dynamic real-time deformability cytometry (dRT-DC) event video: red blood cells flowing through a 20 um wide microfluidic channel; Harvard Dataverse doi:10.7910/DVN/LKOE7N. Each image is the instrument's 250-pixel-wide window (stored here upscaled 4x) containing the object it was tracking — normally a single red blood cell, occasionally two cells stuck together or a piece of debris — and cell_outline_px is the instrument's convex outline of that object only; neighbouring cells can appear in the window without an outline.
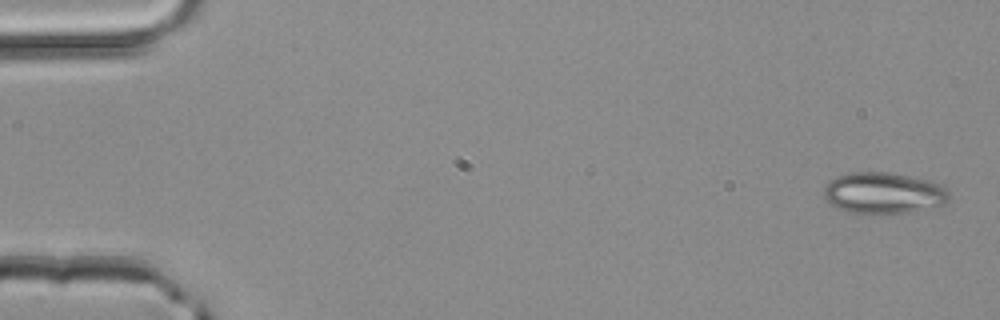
{"species": "common noctule bat (a hibernating species)", "species_latin": "Nyctalus noctula", "temperature_condition": "room temperature", "stored_images_in_passage": 4, "camera_frame_rate_fps": 3000, "um_per_image_px": 0.085, "animal": {"sex": "male", "body_mass_g": 20.4}, "frame": {"image": 1, "passage_image": 1, "time_ms": 0.0, "image_size_px": [1000, 320], "cell_outline_px": [[948, 204], [908, 212], [852, 212], [836, 208], [828, 204], [824, 200], [824, 188], [836, 176], [852, 172], [888, 172], [928, 180], [940, 184], [948, 188]], "centroid_in_image_um": [75.11, 16.39], "position_along_channel_um": 9.9, "area_um2": 29.88}}